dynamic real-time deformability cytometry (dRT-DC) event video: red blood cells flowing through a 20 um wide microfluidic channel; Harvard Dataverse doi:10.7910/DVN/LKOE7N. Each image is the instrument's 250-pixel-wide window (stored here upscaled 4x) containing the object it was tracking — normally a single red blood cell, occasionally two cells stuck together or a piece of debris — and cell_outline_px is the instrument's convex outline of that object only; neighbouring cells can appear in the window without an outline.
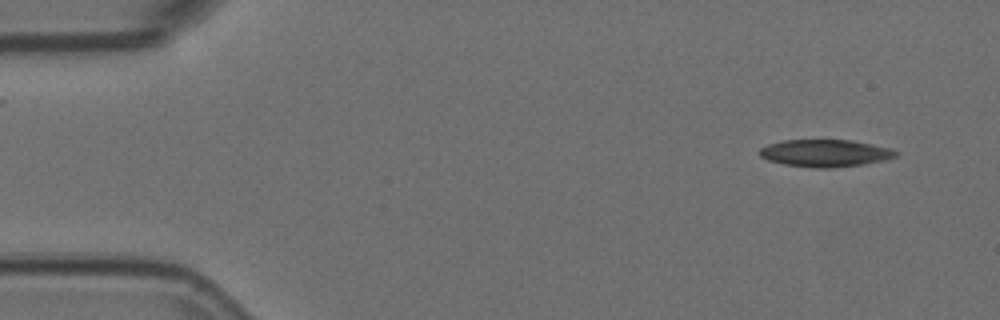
{"species": "Egyptian fruit bat (a non-hibernating species)", "species_latin": "Rousettus aegyptiacus", "temperature_condition": "room temperature", "stored_images_in_passage": 2, "camera_frame_rate_fps": 3000, "um_per_image_px": 0.085, "animal": {"sex": "female"}, "frame": {"image": 1, "passage_image": 2, "time_ms": 0.333, "image_size_px": [1000, 320], "cell_outline_px": [[900, 152], [896, 156], [888, 160], [864, 164], [832, 168], [812, 168], [784, 164], [768, 160], [760, 156], [756, 152], [760, 148], [768, 144], [784, 140], [852, 140], [892, 148]], "centroid_in_image_um": [70.17, 13.02], "position_along_channel_um": 14.8, "area_um2": 21.96}}